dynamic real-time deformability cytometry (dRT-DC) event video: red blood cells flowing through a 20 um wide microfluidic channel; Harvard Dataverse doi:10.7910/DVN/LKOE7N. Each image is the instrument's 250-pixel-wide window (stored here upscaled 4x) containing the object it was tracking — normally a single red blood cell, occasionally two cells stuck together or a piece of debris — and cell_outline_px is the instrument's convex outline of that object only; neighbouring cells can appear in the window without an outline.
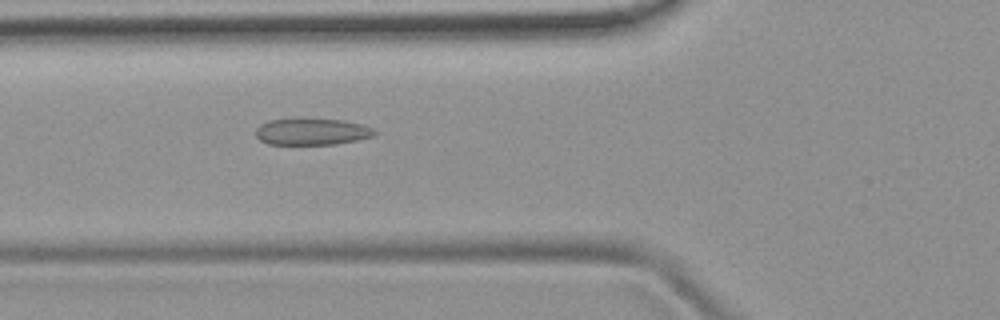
{"species": "common noctule bat (a hibernating species)", "species_latin": "Nyctalus noctula", "temperature_condition": "room temperature", "stored_images_in_passage": 51, "camera_frame_rate_fps": 3000, "um_per_image_px": 0.085, "animal": {"sex": "female", "body_mass_g": 19.9}, "frame": {"image": 1, "passage_image": 19, "time_ms": 6.0, "image_size_px": [1000, 320], "cell_outline_px": [[376, 132], [372, 136], [356, 140], [336, 144], [268, 144], [260, 140], [256, 136], [256, 128], [260, 124], [268, 120], [344, 120], [360, 124], [372, 128]], "centroid_in_image_um": [26.48, 11.21], "position_along_channel_um": 99.3, "area_um2": 17.92}}
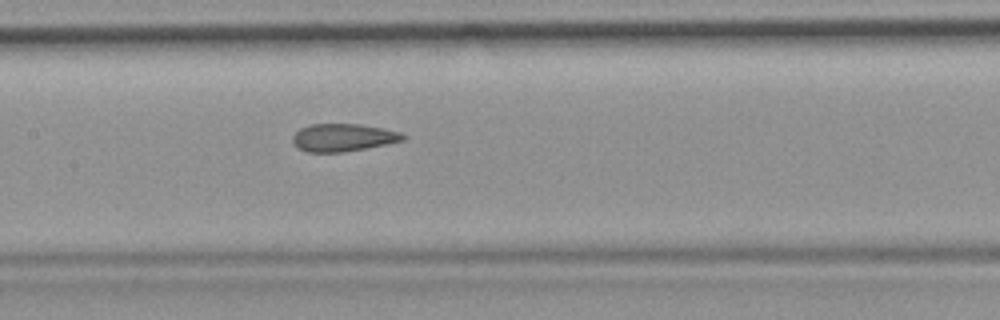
{"frame": {"image": 2, "passage_image": 25, "time_ms": 8.0, "image_size_px": [1000, 320], "cell_outline_px": [[408, 136], [404, 140], [388, 144], [344, 152], [308, 152], [300, 148], [292, 140], [292, 136], [300, 128], [308, 124], [360, 124], [384, 128], [400, 132]], "centroid_in_image_um": [29.2, 11.68], "position_along_channel_um": 178.2, "area_um2": 17.86}}
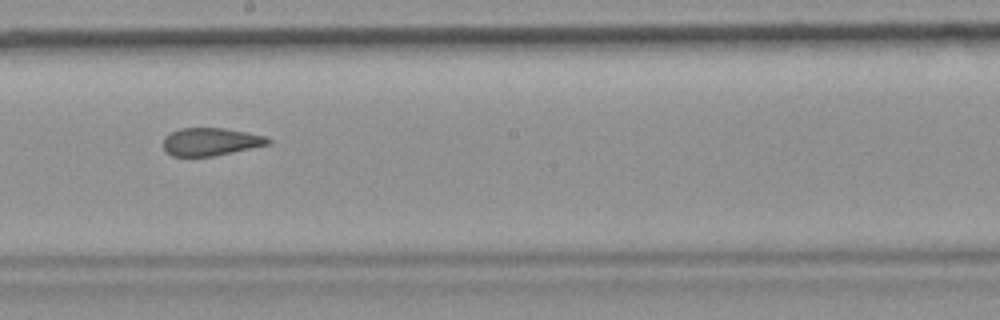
{"frame": {"image": 3, "passage_image": 29, "time_ms": 9.333, "image_size_px": [1000, 320], "cell_outline_px": [[272, 144], [212, 156], [172, 156], [164, 152], [164, 136], [180, 128], [224, 128], [268, 136], [272, 140]], "centroid_in_image_um": [17.93, 12.04], "position_along_channel_um": 230.3, "area_um2": 17.11}, "authors_computed_cell_mechanics": {"area_um2": 18.8428, "velocity_mm_per_s": 3.9311, "shape_relaxation_time_tau1_ms": null, "shape_relaxation_time_tau2_ms": 2.1754, "deformation_change_tau1": null, "deformation_change_tau2": 0.0805}}